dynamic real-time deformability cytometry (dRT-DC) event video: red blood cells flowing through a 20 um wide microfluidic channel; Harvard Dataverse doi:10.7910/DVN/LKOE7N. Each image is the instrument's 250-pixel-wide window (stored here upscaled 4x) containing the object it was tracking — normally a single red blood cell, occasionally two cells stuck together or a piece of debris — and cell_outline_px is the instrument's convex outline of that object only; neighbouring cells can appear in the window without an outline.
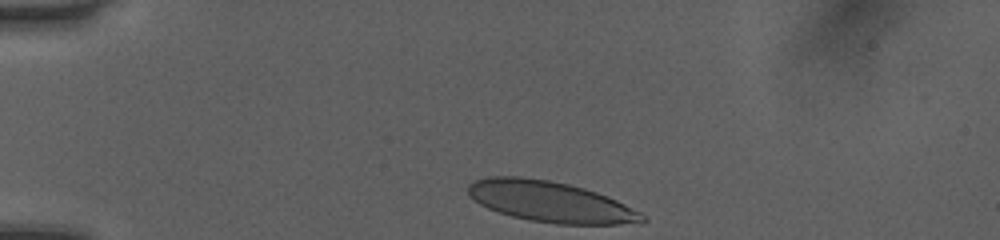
{"species": "human", "species_latin": "Homo sapiens", "temperature_condition": "room temperature", "stored_images_in_passage": 33, "camera_frame_rate_fps": 3000, "um_per_image_px": 0.085, "donor": {"sex": "female"}, "frame": {"image": 1, "passage_image": 1, "time_ms": 0.0, "image_size_px": [1000, 240], "cell_outline_px": [[648, 220], [640, 224], [556, 224], [532, 220], [512, 216], [488, 208], [480, 204], [468, 192], [468, 184], [472, 180], [488, 176], [520, 176], [548, 180], [568, 184], [584, 188], [608, 196], [648, 216]], "centroid_in_image_um": [46.82, 17.14], "position_along_channel_um": 38.2, "area_um2": 41.44}}
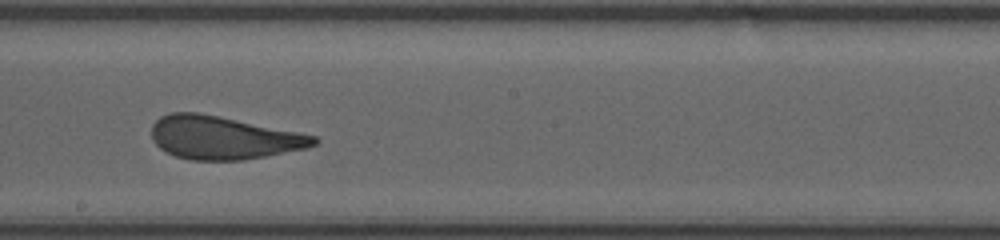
{"frame": {"image": 2, "passage_image": 19, "time_ms": 6.0, "image_size_px": [1000, 240], "cell_outline_px": [[320, 140], [316, 144], [308, 148], [244, 160], [192, 160], [176, 156], [164, 152], [152, 140], [152, 124], [160, 116], [172, 112], [196, 112], [316, 136]], "centroid_in_image_um": [18.95, 11.72], "position_along_channel_um": 229.3, "area_um2": 40.4}}
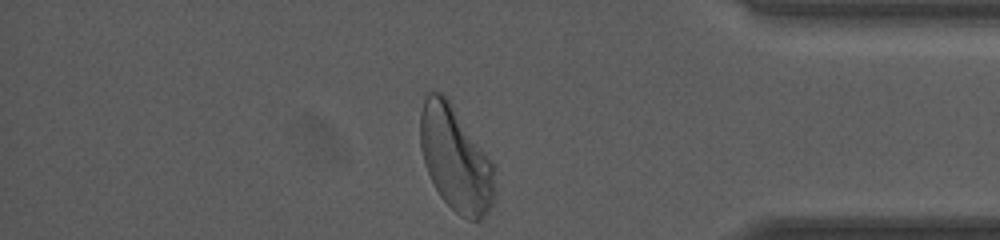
{"frame": {"image": 3, "passage_image": 33, "time_ms": 10.667, "image_size_px": [1000, 240], "cell_outline_px": [[496, 196], [488, 212], [480, 220], [468, 220], [460, 216], [440, 196], [424, 164], [420, 148], [420, 112], [424, 100], [428, 92], [440, 92], [452, 104], [492, 160], [496, 168]], "centroid_in_image_um": [38.76, 13.53], "position_along_channel_um": 396.4, "area_um2": 45.84}, "authors_computed_cell_mechanics": {"area_um2": 41.5004, "velocity_mm_per_s": 4.0506, "shape_relaxation_time_tau1_ms": 4.3291, "shape_relaxation_time_tau2_ms": 0.7652, "deformation_change_tau1": 0.1739, "deformation_change_tau2": 0.0669}}